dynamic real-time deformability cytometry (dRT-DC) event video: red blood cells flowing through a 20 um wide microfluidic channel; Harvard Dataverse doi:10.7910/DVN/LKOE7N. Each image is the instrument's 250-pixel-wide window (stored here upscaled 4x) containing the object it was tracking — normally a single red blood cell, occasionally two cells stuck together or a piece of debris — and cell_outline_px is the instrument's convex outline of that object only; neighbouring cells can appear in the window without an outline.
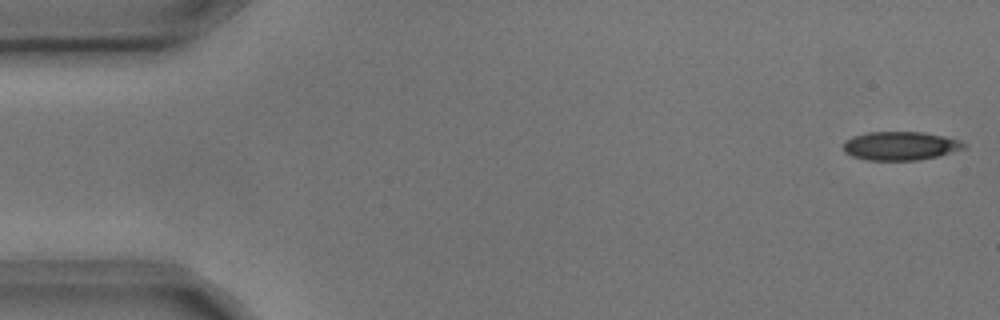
{"species": "common noctule bat (a hibernating species)", "species_latin": "Nyctalus noctula", "temperature_condition": "cold", "stored_images_in_passage": 5, "camera_frame_rate_fps": 3000, "um_per_image_px": 0.085, "animal": {"sex": "male", "body_mass_g": 17.9, "forearm_length_mm": 54.2}, "frame": {"image": 1, "passage_image": 1, "time_ms": 0.0, "image_size_px": [1000, 320], "cell_outline_px": [[968, 148], [940, 156], [920, 160], [864, 160], [852, 156], [844, 152], [844, 140], [852, 136], [868, 132], [924, 132], [964, 140], [968, 144]], "centroid_in_image_um": [76.61, 12.4], "position_along_channel_um": 8.4, "area_um2": 20.63}}
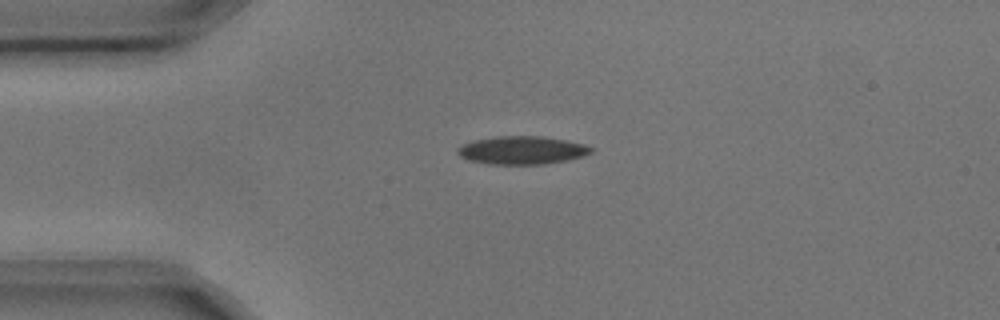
{"frame": {"image": 2, "passage_image": 4, "time_ms": 1.0, "image_size_px": [1000, 320], "cell_outline_px": [[592, 152], [584, 156], [568, 160], [544, 164], [488, 164], [468, 160], [460, 156], [456, 152], [456, 148], [472, 140], [496, 136], [540, 136], [564, 140], [584, 144], [592, 148]], "centroid_in_image_um": [44.34, 12.77], "position_along_channel_um": 40.7, "area_um2": 21.91}}